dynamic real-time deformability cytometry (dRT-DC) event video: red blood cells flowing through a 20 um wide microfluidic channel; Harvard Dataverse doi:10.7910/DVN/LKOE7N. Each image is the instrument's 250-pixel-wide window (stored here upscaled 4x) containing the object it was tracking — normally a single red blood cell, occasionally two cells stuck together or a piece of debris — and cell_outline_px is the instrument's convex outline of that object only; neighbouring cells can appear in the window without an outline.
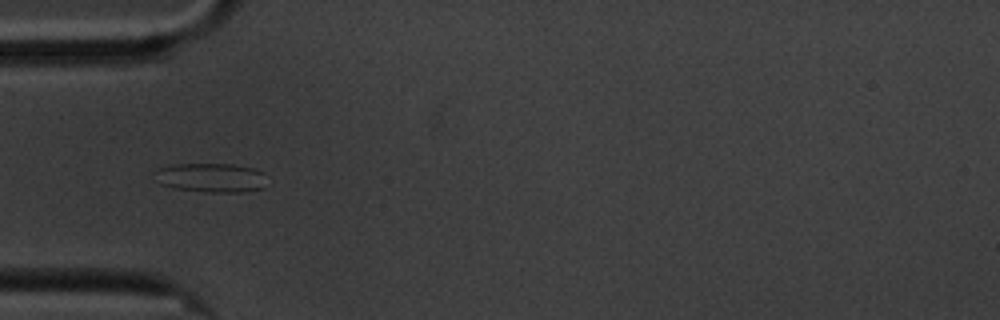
{"species": "common noctule bat (a hibernating species)", "species_latin": "Nyctalus noctula", "temperature_condition": "cold", "stored_images_in_passage": 41, "camera_frame_rate_fps": 3000, "um_per_image_px": 0.085, "animal": {"sex": "male", "body_mass_g": 20.1, "forearm_length_mm": 53.5}, "frame": {"image": 1, "passage_image": 1, "time_ms": 0.0, "image_size_px": [1000, 320], "cell_outline_px": [[264, 188], [240, 192], [204, 192], [176, 188], [160, 184], [152, 172], [160, 168], [176, 164], [232, 164], [256, 168], [264, 172]], "centroid_in_image_um": [17.94, 15.1], "position_along_channel_um": 67.1, "area_um2": 19.13}}
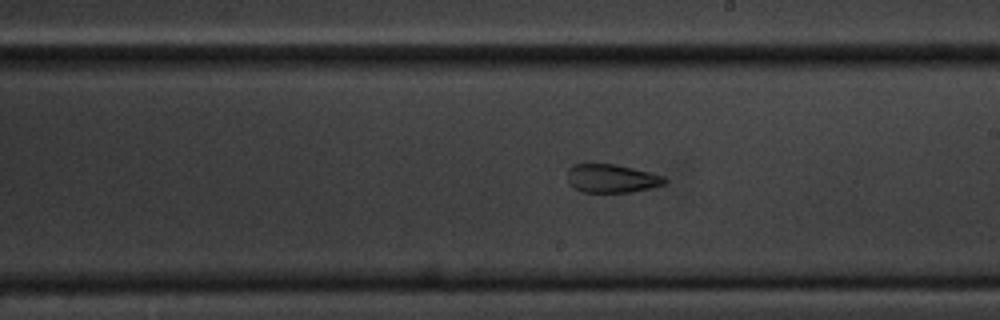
{"frame": {"image": 2, "passage_image": 16, "time_ms": 5.0, "image_size_px": [1000, 320], "cell_outline_px": [[668, 180], [664, 184], [652, 188], [632, 192], [584, 192], [572, 188], [568, 184], [568, 168], [572, 164], [616, 164], [664, 176]], "centroid_in_image_um": [51.97, 15.17], "position_along_channel_um": 237.0, "area_um2": 16.24}}
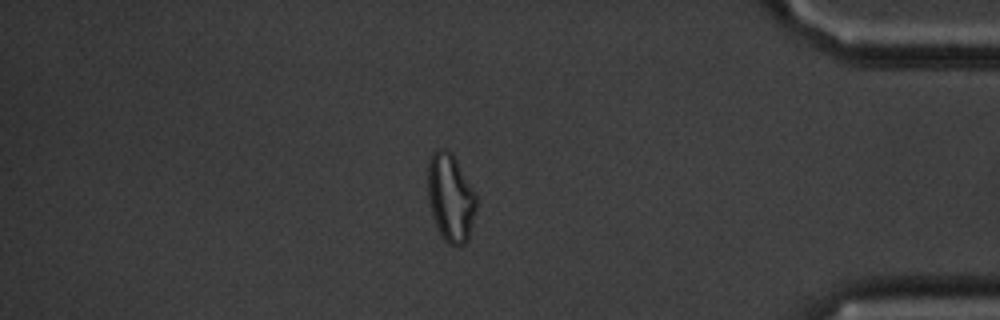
{"frame": {"image": 3, "passage_image": 33, "time_ms": 10.667, "image_size_px": [1000, 320], "cell_outline_px": [[476, 208], [468, 240], [464, 244], [448, 244], [444, 240], [432, 216], [428, 200], [428, 160], [432, 152], [436, 148], [444, 148], [452, 152], [476, 192]], "centroid_in_image_um": [38.29, 16.75], "position_along_channel_um": 396.9, "area_um2": 25.03}, "authors_computed_cell_mechanics": {"area_um2": 17.3978, "velocity_mm_per_s": 3.3954, "shape_relaxation_time_tau1_ms": null, "shape_relaxation_time_tau2_ms": 3.4704, "deformation_change_tau1": null, "deformation_change_tau2": 0.1086}}